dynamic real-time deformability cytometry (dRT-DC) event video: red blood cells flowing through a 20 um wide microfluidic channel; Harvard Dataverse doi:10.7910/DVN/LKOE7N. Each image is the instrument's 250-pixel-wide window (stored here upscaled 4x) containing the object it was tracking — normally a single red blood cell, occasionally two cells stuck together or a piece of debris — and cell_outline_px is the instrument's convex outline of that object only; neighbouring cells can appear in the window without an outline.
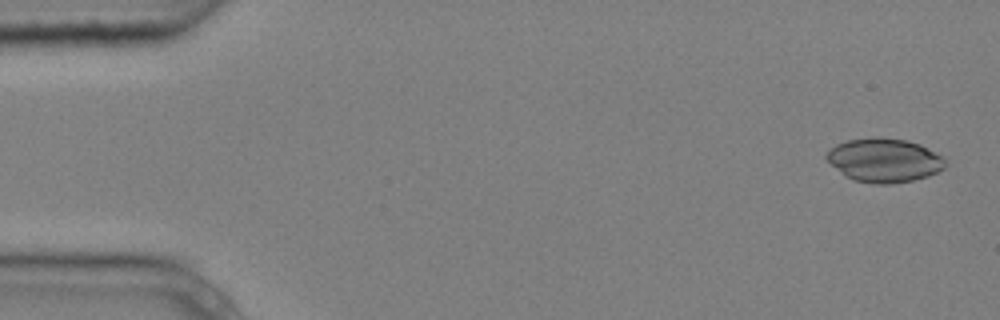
{"species": "common noctule bat (a hibernating species)", "species_latin": "Nyctalus noctula", "temperature_condition": "cold", "stored_images_in_passage": 5, "camera_frame_rate_fps": 3000, "um_per_image_px": 0.085, "animal": {"sex": "male", "body_mass_g": 20.4}, "frame": {"image": 1, "passage_image": 1, "time_ms": 0.0, "image_size_px": [1000, 320], "cell_outline_px": [[944, 168], [928, 176], [912, 180], [892, 184], [876, 184], [852, 180], [844, 176], [824, 156], [836, 144], [848, 140], [876, 136], [880, 136], [908, 140], [920, 144], [940, 156], [944, 160]], "centroid_in_image_um": [75.13, 13.61], "position_along_channel_um": 9.9, "area_um2": 30.23}}